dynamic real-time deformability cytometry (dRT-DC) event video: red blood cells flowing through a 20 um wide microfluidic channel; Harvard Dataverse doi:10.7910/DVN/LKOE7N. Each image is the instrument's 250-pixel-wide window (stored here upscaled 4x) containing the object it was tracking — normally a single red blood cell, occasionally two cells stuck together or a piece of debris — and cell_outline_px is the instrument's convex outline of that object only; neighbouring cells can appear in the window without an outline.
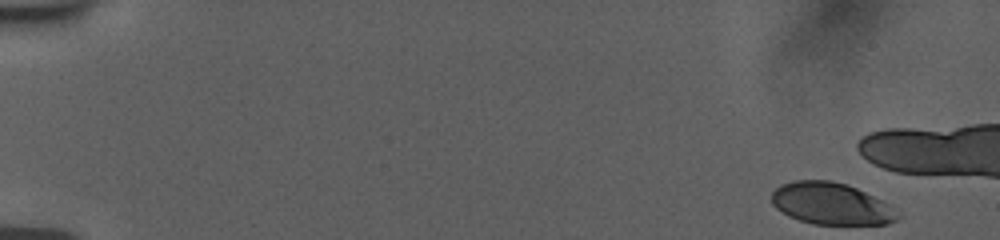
{"species": "human", "species_latin": "Homo sapiens", "temperature_condition": "room temperature", "stored_images_in_passage": 12, "camera_frame_rate_fps": 3000, "um_per_image_px": 0.085, "donor": {"sex": "female"}, "frame": {"image": 1, "passage_image": 1, "time_ms": 0.0, "image_size_px": [1000, 240], "cell_outline_px": [[904, 216], [888, 224], [812, 224], [788, 216], [776, 208], [772, 204], [772, 192], [780, 184], [792, 180], [832, 180], [848, 184], [888, 204]], "centroid_in_image_um": [70.64, 17.31], "position_along_channel_um": 14.4, "area_um2": 30.87}}